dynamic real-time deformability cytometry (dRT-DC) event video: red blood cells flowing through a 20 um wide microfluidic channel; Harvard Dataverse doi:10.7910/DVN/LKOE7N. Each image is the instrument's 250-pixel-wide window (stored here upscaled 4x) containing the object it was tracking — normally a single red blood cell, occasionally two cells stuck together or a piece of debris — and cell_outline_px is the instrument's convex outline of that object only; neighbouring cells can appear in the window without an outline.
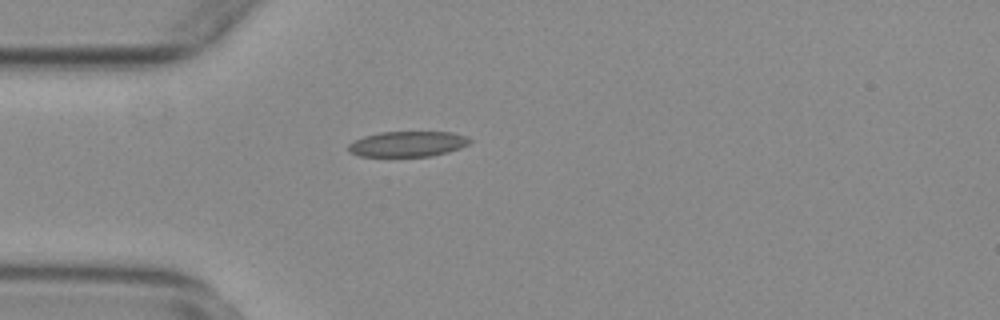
{"species": "common noctule bat (a hibernating species)", "species_latin": "Nyctalus noctula", "temperature_condition": "warm", "stored_images_in_passage": 46, "camera_frame_rate_fps": 3000, "um_per_image_px": 0.085, "animal": {"sex": "female", "body_mass_g": 29.2, "forearm_length_mm": 56.3}, "frame": {"image": 1, "passage_image": 6, "time_ms": 1.667, "image_size_px": [1000, 320], "cell_outline_px": [[472, 140], [468, 144], [460, 148], [448, 152], [432, 156], [360, 156], [348, 152], [348, 144], [364, 136], [380, 132], [452, 132], [464, 136]], "centroid_in_image_um": [34.64, 12.24], "position_along_channel_um": 50.4, "area_um2": 17.92}}
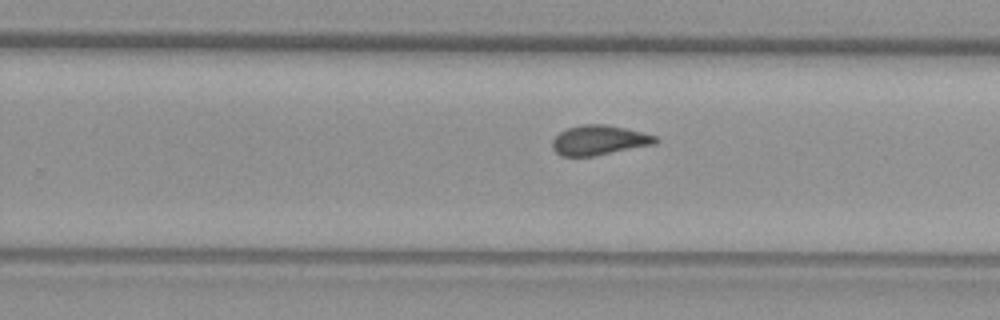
{"frame": {"image": 2, "passage_image": 25, "time_ms": 8.0, "image_size_px": [1000, 320], "cell_outline_px": [[660, 140], [656, 144], [592, 156], [560, 156], [552, 148], [552, 140], [560, 132], [568, 128], [584, 124], [604, 124], [624, 128], [656, 136]], "centroid_in_image_um": [50.92, 11.92], "position_along_channel_um": 278.9, "area_um2": 17.74}}
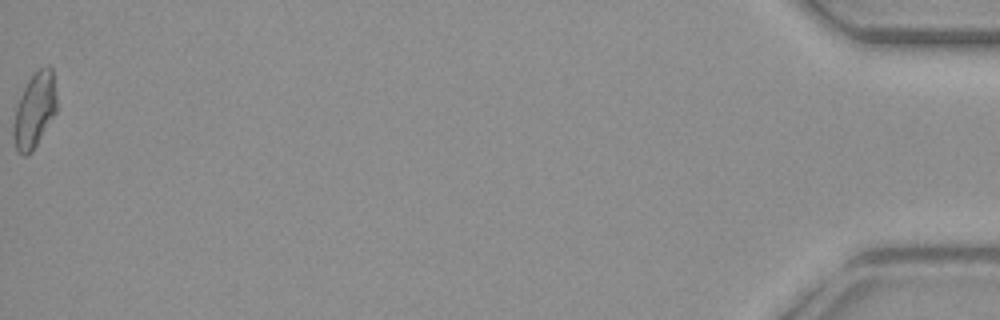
{"frame": {"image": 3, "passage_image": 46, "time_ms": 15.0, "image_size_px": [1000, 320], "cell_outline_px": [[56, 112], [36, 144], [24, 156], [16, 148], [12, 136], [12, 124], [16, 108], [20, 96], [28, 80], [40, 68], [48, 64], [52, 68], [56, 96]], "centroid_in_image_um": [2.92, 9.33], "position_along_channel_um": 432.3, "area_um2": 18.5}, "authors_computed_cell_mechanics": {"area_um2": 17.918, "velocity_mm_per_s": 3.756, "shape_relaxation_time_tau1_ms": null, "shape_relaxation_time_tau2_ms": 1.2631, "deformation_change_tau1": null, "deformation_change_tau2": 0.077}}